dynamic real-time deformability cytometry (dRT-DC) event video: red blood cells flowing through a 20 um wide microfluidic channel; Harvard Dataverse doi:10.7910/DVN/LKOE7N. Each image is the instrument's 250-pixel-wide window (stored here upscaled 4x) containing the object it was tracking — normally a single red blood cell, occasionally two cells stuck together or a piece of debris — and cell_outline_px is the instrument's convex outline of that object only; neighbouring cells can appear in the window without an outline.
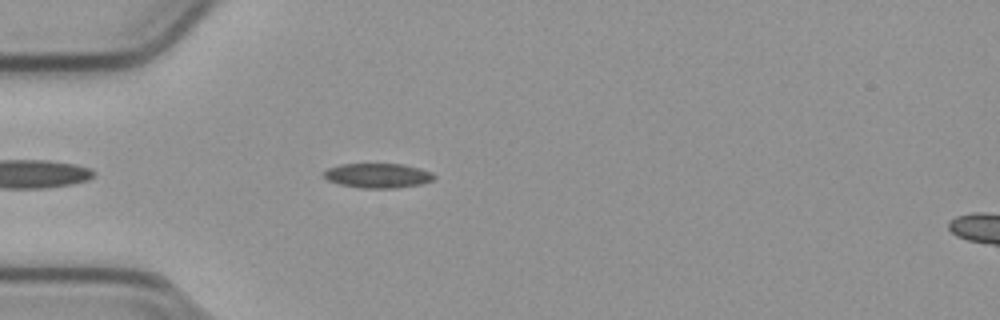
{"species": "common noctule bat (a hibernating species)", "species_latin": "Nyctalus noctula", "temperature_condition": "cold", "stored_images_in_passage": 39, "camera_frame_rate_fps": 3000, "um_per_image_px": 0.085, "animal": {"sex": "male", "body_mass_g": 23.1, "forearm_length_mm": 52.7}, "frame": {"image": 1, "passage_image": 1, "time_ms": 0.0, "image_size_px": [1000, 320], "cell_outline_px": [[436, 176], [432, 180], [420, 184], [396, 188], [360, 188], [340, 184], [328, 180], [324, 176], [324, 172], [328, 168], [340, 164], [404, 164], [420, 168], [432, 172]], "centroid_in_image_um": [32.13, 14.92], "position_along_channel_um": 52.9, "area_um2": 15.78}}
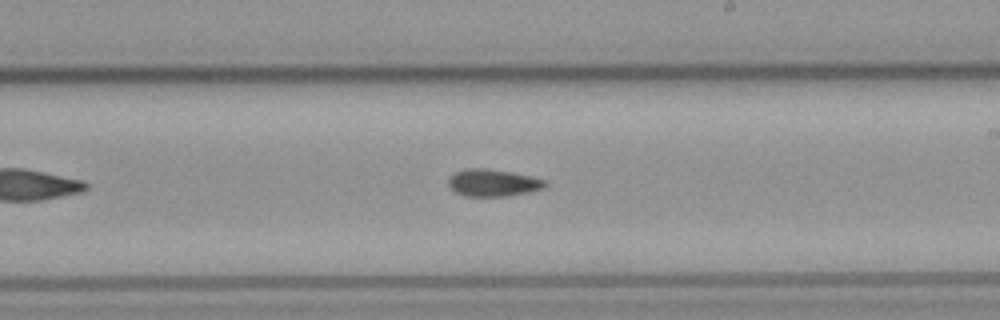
{"frame": {"image": 2, "passage_image": 17, "time_ms": 5.333, "image_size_px": [1000, 320], "cell_outline_px": [[548, 184], [544, 188], [528, 192], [508, 196], [464, 196], [456, 192], [448, 184], [448, 176], [452, 172], [464, 168], [484, 168], [512, 172], [532, 176], [544, 180]], "centroid_in_image_um": [41.87, 15.52], "position_along_channel_um": 247.1, "area_um2": 15.49}}
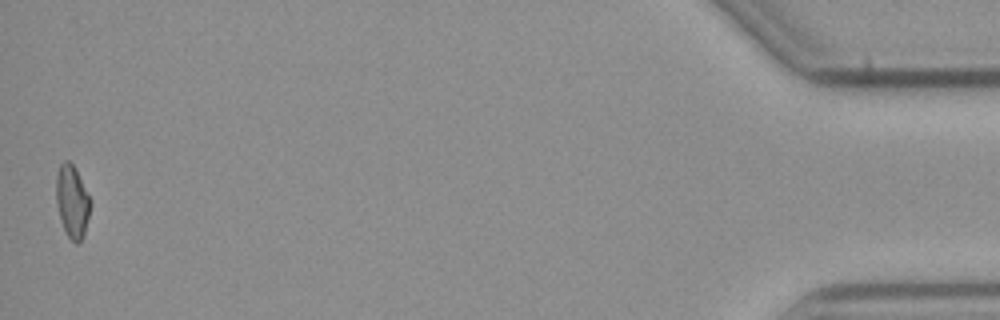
{"frame": {"image": 3, "passage_image": 39, "time_ms": 12.667, "image_size_px": [1000, 320], "cell_outline_px": [[88, 216], [84, 236], [76, 244], [68, 236], [64, 228], [56, 204], [56, 176], [60, 164], [64, 160], [68, 160], [72, 164], [88, 196]], "centroid_in_image_um": [6.09, 17.13], "position_along_channel_um": 429.1, "area_um2": 13.76}}